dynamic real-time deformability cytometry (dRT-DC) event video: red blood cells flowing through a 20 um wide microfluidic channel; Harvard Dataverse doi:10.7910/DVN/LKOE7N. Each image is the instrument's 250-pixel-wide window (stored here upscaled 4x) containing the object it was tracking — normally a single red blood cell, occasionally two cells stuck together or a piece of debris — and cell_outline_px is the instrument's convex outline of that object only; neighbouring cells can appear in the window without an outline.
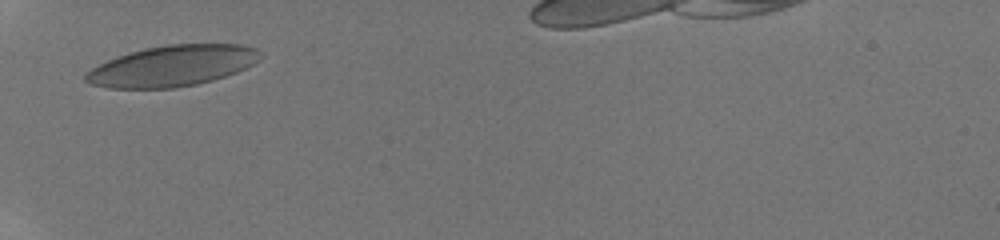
{"species": "human", "species_latin": "Homo sapiens", "temperature_condition": "room temperature", "stored_images_in_passage": 39, "camera_frame_rate_fps": 3000, "um_per_image_px": 0.085, "donor": {"sex": "male"}, "frame": {"image": 1, "passage_image": 1, "time_ms": 0.0, "image_size_px": [1000, 240], "cell_outline_px": [[260, 52], [256, 60], [252, 64], [236, 72], [212, 80], [196, 84], [176, 88], [108, 88], [92, 84], [84, 80], [84, 76], [92, 68], [116, 56], [128, 52], [144, 48], [168, 44], [240, 44], [256, 48]], "centroid_in_image_um": [14.61, 5.59], "position_along_channel_um": 70.4, "area_um2": 41.27}}
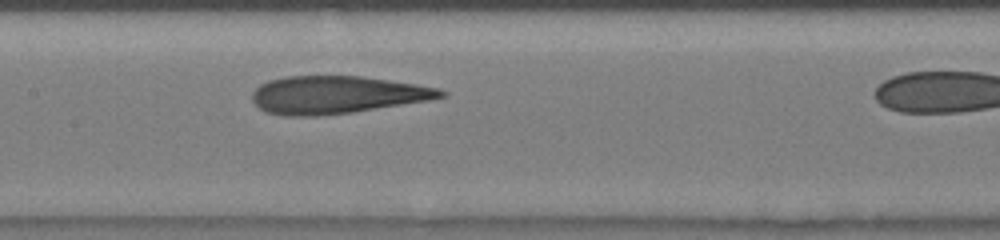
{"frame": {"image": 2, "passage_image": 14, "time_ms": 1.667, "image_size_px": [1000, 240], "cell_outline_px": [[444, 96], [424, 100], [348, 112], [316, 116], [284, 116], [264, 112], [252, 100], [252, 92], [260, 84], [268, 80], [284, 76], [356, 76], [412, 84], [436, 88], [444, 92]], "centroid_in_image_um": [28.44, 8.05], "position_along_channel_um": 179.0, "area_um2": 40.34}}
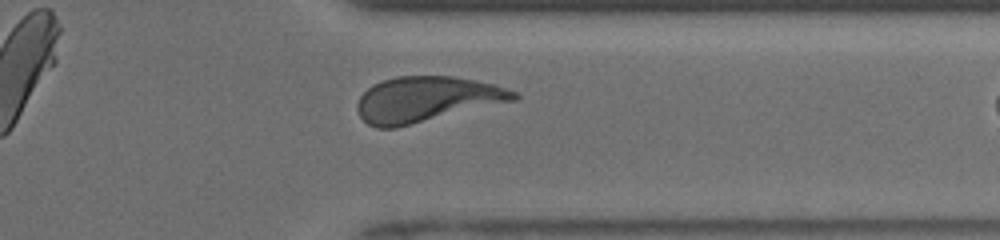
{"frame": {"image": 3, "passage_image": 34, "time_ms": 6.667, "image_size_px": [1000, 240], "cell_outline_px": [[520, 96], [516, 100], [396, 128], [376, 128], [368, 124], [360, 116], [356, 108], [356, 104], [360, 96], [372, 84], [396, 76], [452, 76], [496, 84], [516, 92]], "centroid_in_image_um": [36.24, 8.44], "position_along_channel_um": 375.2, "area_um2": 41.44}}